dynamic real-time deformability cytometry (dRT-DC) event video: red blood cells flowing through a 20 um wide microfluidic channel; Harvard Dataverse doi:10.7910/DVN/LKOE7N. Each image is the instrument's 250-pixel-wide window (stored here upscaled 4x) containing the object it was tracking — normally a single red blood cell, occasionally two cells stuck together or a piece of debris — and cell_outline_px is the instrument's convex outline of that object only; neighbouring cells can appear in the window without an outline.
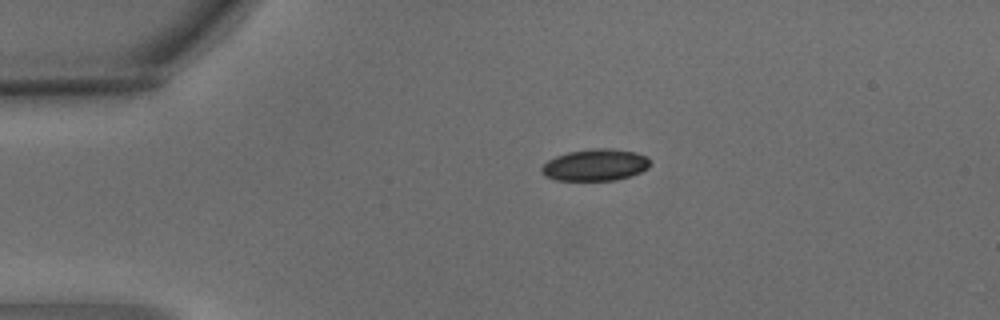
{"species": "common noctule bat (a hibernating species)", "species_latin": "Nyctalus noctula", "temperature_condition": "warm", "stored_images_in_passage": 3, "segment_of_instrument_passage": [1, 2], "camera_frame_rate_fps": 3000, "um_per_image_px": 0.085, "animal": {"sex": "male", "body_mass_g": 15.6}, "frame": {"image": 1, "passage_image": 1, "time_ms": 0.0, "image_size_px": [1000, 320], "cell_outline_px": [[648, 168], [640, 172], [616, 180], [556, 180], [544, 176], [540, 168], [548, 160], [556, 156], [568, 152], [596, 148], [612, 148], [636, 152], [648, 156]], "centroid_in_image_um": [50.58, 14.01], "position_along_channel_um": 34.4, "area_um2": 20.0}}